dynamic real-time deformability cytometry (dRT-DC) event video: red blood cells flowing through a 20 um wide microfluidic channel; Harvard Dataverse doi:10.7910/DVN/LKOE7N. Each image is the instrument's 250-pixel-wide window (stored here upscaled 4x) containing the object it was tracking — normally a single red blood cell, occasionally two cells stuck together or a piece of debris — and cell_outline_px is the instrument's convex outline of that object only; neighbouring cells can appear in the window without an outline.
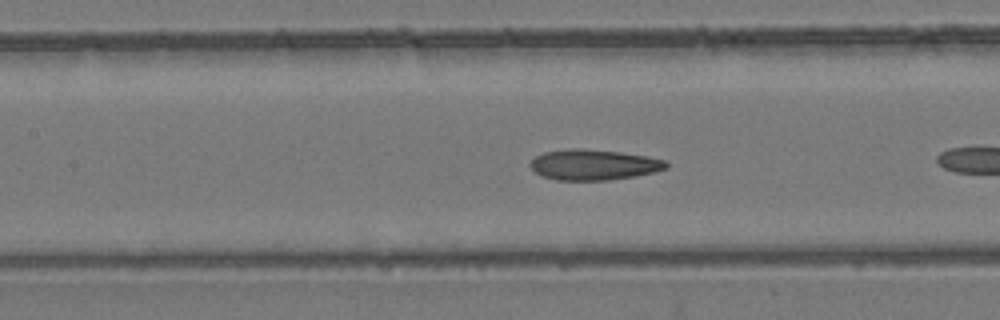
{"species": "common noctule bat (a hibernating species)", "species_latin": "Nyctalus noctula", "temperature_condition": "room temperature", "stored_images_in_passage": 13, "camera_frame_rate_fps": 3000, "um_per_image_px": 0.085, "animal": {"sex": "female", "body_mass_g": 24.6, "forearm_length_mm": 56.2}, "frame": {"image": 1, "passage_image": 8, "time_ms": 2.333, "image_size_px": [1000, 320], "cell_outline_px": [[668, 168], [656, 172], [636, 176], [608, 180], [556, 180], [540, 176], [528, 164], [536, 156], [544, 152], [568, 148], [580, 148], [620, 152], [648, 156], [664, 160], [668, 164]], "centroid_in_image_um": [50.46, 14.0], "position_along_channel_um": 156.9, "area_um2": 24.39}}
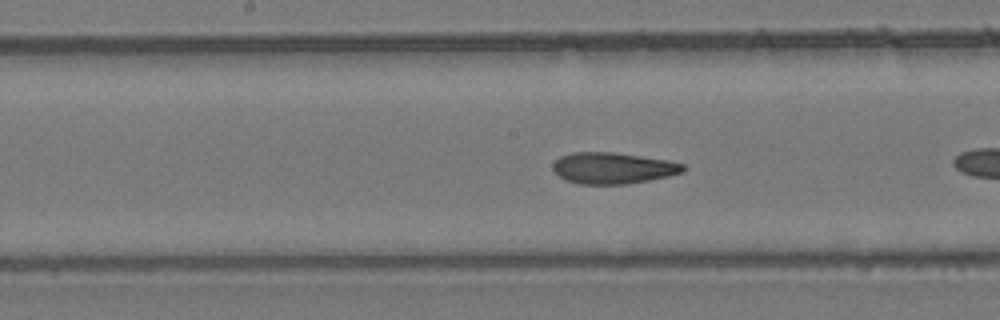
{"frame": {"image": 2, "passage_image": 11, "time_ms": 3.333, "image_size_px": [1000, 320], "cell_outline_px": [[688, 168], [684, 172], [668, 176], [628, 184], [580, 184], [564, 180], [552, 168], [552, 164], [560, 156], [572, 152], [612, 152], [668, 160], [684, 164]], "centroid_in_image_um": [52.11, 14.29], "position_along_channel_um": 196.1, "area_um2": 23.81}}